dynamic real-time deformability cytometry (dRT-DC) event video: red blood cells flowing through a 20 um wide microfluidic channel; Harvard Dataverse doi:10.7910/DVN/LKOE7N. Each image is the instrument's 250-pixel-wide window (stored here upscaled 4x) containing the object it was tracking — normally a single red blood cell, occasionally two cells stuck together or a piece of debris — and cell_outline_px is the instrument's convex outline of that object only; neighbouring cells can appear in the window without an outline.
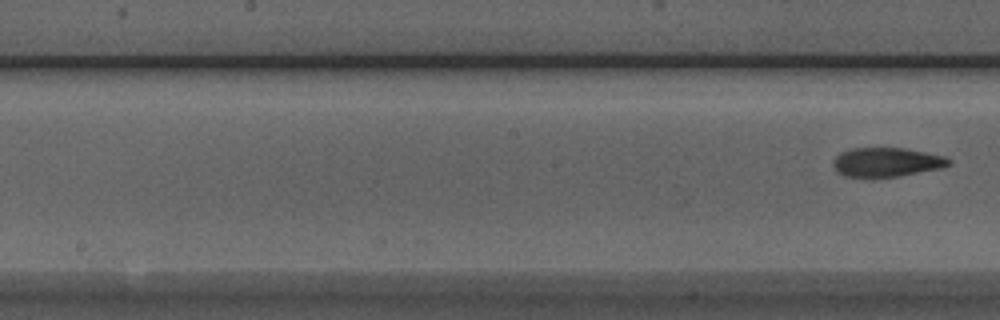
{"species": "Egyptian fruit bat (a non-hibernating species)", "species_latin": "Rousettus aegyptiacus", "temperature_condition": "room temperature", "stored_images_in_passage": 8, "camera_frame_rate_fps": 3000, "um_per_image_px": 0.085, "animal": {"sex": "male"}, "frame": {"image": 1, "passage_image": 8, "time_ms": 8.0, "image_size_px": [1000, 320], "cell_outline_px": [[952, 164], [944, 168], [896, 176], [844, 176], [836, 172], [832, 164], [832, 160], [840, 152], [852, 148], [904, 148], [944, 156], [952, 160]], "centroid_in_image_um": [75.36, 13.77], "position_along_channel_um": 172.8, "area_um2": 19.59}}